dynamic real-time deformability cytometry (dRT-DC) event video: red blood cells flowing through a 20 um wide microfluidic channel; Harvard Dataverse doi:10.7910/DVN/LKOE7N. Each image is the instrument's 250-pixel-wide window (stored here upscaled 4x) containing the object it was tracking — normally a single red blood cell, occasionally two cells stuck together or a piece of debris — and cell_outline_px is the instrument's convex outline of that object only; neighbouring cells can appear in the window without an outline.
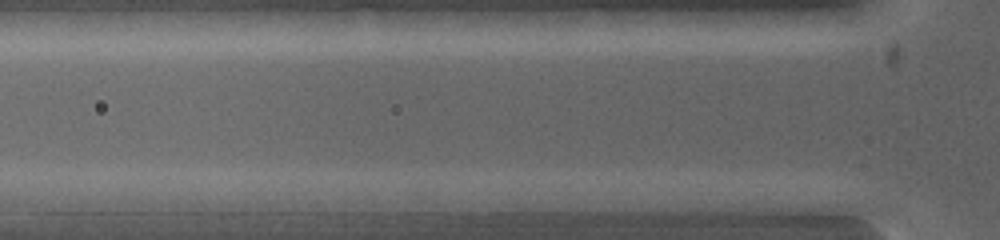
{"species": "common noctule bat (a hibernating species)", "species_latin": "Nyctalus noctula", "temperature_condition": "warm", "stored_images_in_passage": 2, "camera_frame_rate_fps": 5000, "um_per_image_px": 0.085, "animal": {"sex": "female", "body_mass_g": 19.0, "forearm_length_mm": 53.3}, "frame": {"image": 1, "passage_image": 2, "time_ms": 0.4, "image_size_px": [1000, 240], "cell_outline_px": [[604, 200], [580, 212], [496, 212], [496, 200], [524, 192], [584, 192]], "centroid_in_image_um": [46.5, 17.2], "position_along_channel_um": 79.3, "area_um2": 13.18}}